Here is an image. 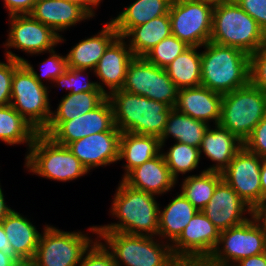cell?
Segmentation results:
<instances>
[{
	"label": "cell",
	"mask_w": 266,
	"mask_h": 266,
	"mask_svg": "<svg viewBox=\"0 0 266 266\" xmlns=\"http://www.w3.org/2000/svg\"><path fill=\"white\" fill-rule=\"evenodd\" d=\"M48 88L27 60L14 71L10 105L38 132L47 127L52 114Z\"/></svg>",
	"instance_id": "6"
},
{
	"label": "cell",
	"mask_w": 266,
	"mask_h": 266,
	"mask_svg": "<svg viewBox=\"0 0 266 266\" xmlns=\"http://www.w3.org/2000/svg\"><path fill=\"white\" fill-rule=\"evenodd\" d=\"M263 159L244 146L223 170V180L257 213L262 208L260 169Z\"/></svg>",
	"instance_id": "14"
},
{
	"label": "cell",
	"mask_w": 266,
	"mask_h": 266,
	"mask_svg": "<svg viewBox=\"0 0 266 266\" xmlns=\"http://www.w3.org/2000/svg\"><path fill=\"white\" fill-rule=\"evenodd\" d=\"M260 182L262 191V207L266 203V159H263L260 169Z\"/></svg>",
	"instance_id": "47"
},
{
	"label": "cell",
	"mask_w": 266,
	"mask_h": 266,
	"mask_svg": "<svg viewBox=\"0 0 266 266\" xmlns=\"http://www.w3.org/2000/svg\"><path fill=\"white\" fill-rule=\"evenodd\" d=\"M265 115L266 94L249 82L223 95L218 124L244 143Z\"/></svg>",
	"instance_id": "9"
},
{
	"label": "cell",
	"mask_w": 266,
	"mask_h": 266,
	"mask_svg": "<svg viewBox=\"0 0 266 266\" xmlns=\"http://www.w3.org/2000/svg\"><path fill=\"white\" fill-rule=\"evenodd\" d=\"M121 133L114 126L110 131L73 141L67 145V148L90 171L92 168L106 166L119 160Z\"/></svg>",
	"instance_id": "17"
},
{
	"label": "cell",
	"mask_w": 266,
	"mask_h": 266,
	"mask_svg": "<svg viewBox=\"0 0 266 266\" xmlns=\"http://www.w3.org/2000/svg\"><path fill=\"white\" fill-rule=\"evenodd\" d=\"M206 1H210L215 4V3H220V2L228 1V0H206Z\"/></svg>",
	"instance_id": "53"
},
{
	"label": "cell",
	"mask_w": 266,
	"mask_h": 266,
	"mask_svg": "<svg viewBox=\"0 0 266 266\" xmlns=\"http://www.w3.org/2000/svg\"><path fill=\"white\" fill-rule=\"evenodd\" d=\"M201 211L220 232L246 222L248 218L243 217L244 212L255 213L224 180L217 185L209 203Z\"/></svg>",
	"instance_id": "18"
},
{
	"label": "cell",
	"mask_w": 266,
	"mask_h": 266,
	"mask_svg": "<svg viewBox=\"0 0 266 266\" xmlns=\"http://www.w3.org/2000/svg\"><path fill=\"white\" fill-rule=\"evenodd\" d=\"M198 48L189 46L165 68L179 90L201 85V53L197 52Z\"/></svg>",
	"instance_id": "32"
},
{
	"label": "cell",
	"mask_w": 266,
	"mask_h": 266,
	"mask_svg": "<svg viewBox=\"0 0 266 266\" xmlns=\"http://www.w3.org/2000/svg\"><path fill=\"white\" fill-rule=\"evenodd\" d=\"M219 237L220 231L198 211L172 243L171 250L181 264L202 266L218 246Z\"/></svg>",
	"instance_id": "12"
},
{
	"label": "cell",
	"mask_w": 266,
	"mask_h": 266,
	"mask_svg": "<svg viewBox=\"0 0 266 266\" xmlns=\"http://www.w3.org/2000/svg\"><path fill=\"white\" fill-rule=\"evenodd\" d=\"M210 41L251 55L266 44V34L235 0H228L214 4Z\"/></svg>",
	"instance_id": "4"
},
{
	"label": "cell",
	"mask_w": 266,
	"mask_h": 266,
	"mask_svg": "<svg viewBox=\"0 0 266 266\" xmlns=\"http://www.w3.org/2000/svg\"><path fill=\"white\" fill-rule=\"evenodd\" d=\"M4 2L9 11V16H11L30 14L36 0H4Z\"/></svg>",
	"instance_id": "44"
},
{
	"label": "cell",
	"mask_w": 266,
	"mask_h": 266,
	"mask_svg": "<svg viewBox=\"0 0 266 266\" xmlns=\"http://www.w3.org/2000/svg\"><path fill=\"white\" fill-rule=\"evenodd\" d=\"M107 95L103 91L68 93L59 103L56 112L52 111L47 127L42 131L50 135L63 121L75 119L97 108Z\"/></svg>",
	"instance_id": "26"
},
{
	"label": "cell",
	"mask_w": 266,
	"mask_h": 266,
	"mask_svg": "<svg viewBox=\"0 0 266 266\" xmlns=\"http://www.w3.org/2000/svg\"><path fill=\"white\" fill-rule=\"evenodd\" d=\"M243 146L262 159H266V115L255 126L251 135L244 141Z\"/></svg>",
	"instance_id": "41"
},
{
	"label": "cell",
	"mask_w": 266,
	"mask_h": 266,
	"mask_svg": "<svg viewBox=\"0 0 266 266\" xmlns=\"http://www.w3.org/2000/svg\"><path fill=\"white\" fill-rule=\"evenodd\" d=\"M222 180L221 172L203 170L199 175L184 179L181 193L198 211H201L209 203L217 185Z\"/></svg>",
	"instance_id": "34"
},
{
	"label": "cell",
	"mask_w": 266,
	"mask_h": 266,
	"mask_svg": "<svg viewBox=\"0 0 266 266\" xmlns=\"http://www.w3.org/2000/svg\"><path fill=\"white\" fill-rule=\"evenodd\" d=\"M266 34V0H235Z\"/></svg>",
	"instance_id": "43"
},
{
	"label": "cell",
	"mask_w": 266,
	"mask_h": 266,
	"mask_svg": "<svg viewBox=\"0 0 266 266\" xmlns=\"http://www.w3.org/2000/svg\"><path fill=\"white\" fill-rule=\"evenodd\" d=\"M114 24L107 22L98 35L76 44L66 55L68 67L94 70L108 46L118 37Z\"/></svg>",
	"instance_id": "24"
},
{
	"label": "cell",
	"mask_w": 266,
	"mask_h": 266,
	"mask_svg": "<svg viewBox=\"0 0 266 266\" xmlns=\"http://www.w3.org/2000/svg\"><path fill=\"white\" fill-rule=\"evenodd\" d=\"M37 133L11 105L0 106V140L9 145L28 143L30 148Z\"/></svg>",
	"instance_id": "33"
},
{
	"label": "cell",
	"mask_w": 266,
	"mask_h": 266,
	"mask_svg": "<svg viewBox=\"0 0 266 266\" xmlns=\"http://www.w3.org/2000/svg\"><path fill=\"white\" fill-rule=\"evenodd\" d=\"M11 211L12 209L5 204L4 194L0 186V224Z\"/></svg>",
	"instance_id": "48"
},
{
	"label": "cell",
	"mask_w": 266,
	"mask_h": 266,
	"mask_svg": "<svg viewBox=\"0 0 266 266\" xmlns=\"http://www.w3.org/2000/svg\"><path fill=\"white\" fill-rule=\"evenodd\" d=\"M170 169L171 175L177 180L178 174H185L198 167L200 150L198 147L176 142L167 153H162Z\"/></svg>",
	"instance_id": "35"
},
{
	"label": "cell",
	"mask_w": 266,
	"mask_h": 266,
	"mask_svg": "<svg viewBox=\"0 0 266 266\" xmlns=\"http://www.w3.org/2000/svg\"><path fill=\"white\" fill-rule=\"evenodd\" d=\"M257 213L260 215V217L266 223V203H265V205Z\"/></svg>",
	"instance_id": "51"
},
{
	"label": "cell",
	"mask_w": 266,
	"mask_h": 266,
	"mask_svg": "<svg viewBox=\"0 0 266 266\" xmlns=\"http://www.w3.org/2000/svg\"><path fill=\"white\" fill-rule=\"evenodd\" d=\"M209 124L193 119L173 108L167 119L165 129L161 135L160 144L164 146L165 140L172 136L176 142L200 148Z\"/></svg>",
	"instance_id": "30"
},
{
	"label": "cell",
	"mask_w": 266,
	"mask_h": 266,
	"mask_svg": "<svg viewBox=\"0 0 266 266\" xmlns=\"http://www.w3.org/2000/svg\"><path fill=\"white\" fill-rule=\"evenodd\" d=\"M20 266H31L30 264H24V265H20Z\"/></svg>",
	"instance_id": "55"
},
{
	"label": "cell",
	"mask_w": 266,
	"mask_h": 266,
	"mask_svg": "<svg viewBox=\"0 0 266 266\" xmlns=\"http://www.w3.org/2000/svg\"><path fill=\"white\" fill-rule=\"evenodd\" d=\"M197 212L198 210L182 193L177 194L163 210H159L157 235L174 242Z\"/></svg>",
	"instance_id": "29"
},
{
	"label": "cell",
	"mask_w": 266,
	"mask_h": 266,
	"mask_svg": "<svg viewBox=\"0 0 266 266\" xmlns=\"http://www.w3.org/2000/svg\"><path fill=\"white\" fill-rule=\"evenodd\" d=\"M172 0H136L125 8L111 22L120 37H124L133 27L169 14Z\"/></svg>",
	"instance_id": "28"
},
{
	"label": "cell",
	"mask_w": 266,
	"mask_h": 266,
	"mask_svg": "<svg viewBox=\"0 0 266 266\" xmlns=\"http://www.w3.org/2000/svg\"><path fill=\"white\" fill-rule=\"evenodd\" d=\"M68 2L75 3L81 6L91 17L95 16L93 5L88 0H67Z\"/></svg>",
	"instance_id": "50"
},
{
	"label": "cell",
	"mask_w": 266,
	"mask_h": 266,
	"mask_svg": "<svg viewBox=\"0 0 266 266\" xmlns=\"http://www.w3.org/2000/svg\"><path fill=\"white\" fill-rule=\"evenodd\" d=\"M223 95L202 85L178 91L175 109L196 120L219 123Z\"/></svg>",
	"instance_id": "19"
},
{
	"label": "cell",
	"mask_w": 266,
	"mask_h": 266,
	"mask_svg": "<svg viewBox=\"0 0 266 266\" xmlns=\"http://www.w3.org/2000/svg\"><path fill=\"white\" fill-rule=\"evenodd\" d=\"M171 34L169 14H165L133 27L124 36V39L132 37L129 40V48L135 57H143L150 49Z\"/></svg>",
	"instance_id": "31"
},
{
	"label": "cell",
	"mask_w": 266,
	"mask_h": 266,
	"mask_svg": "<svg viewBox=\"0 0 266 266\" xmlns=\"http://www.w3.org/2000/svg\"><path fill=\"white\" fill-rule=\"evenodd\" d=\"M234 266H266V252L242 259Z\"/></svg>",
	"instance_id": "46"
},
{
	"label": "cell",
	"mask_w": 266,
	"mask_h": 266,
	"mask_svg": "<svg viewBox=\"0 0 266 266\" xmlns=\"http://www.w3.org/2000/svg\"><path fill=\"white\" fill-rule=\"evenodd\" d=\"M122 181L131 188L154 196L171 190L177 182L171 175L162 153L132 169Z\"/></svg>",
	"instance_id": "20"
},
{
	"label": "cell",
	"mask_w": 266,
	"mask_h": 266,
	"mask_svg": "<svg viewBox=\"0 0 266 266\" xmlns=\"http://www.w3.org/2000/svg\"><path fill=\"white\" fill-rule=\"evenodd\" d=\"M21 264L14 258L0 251V266H20Z\"/></svg>",
	"instance_id": "49"
},
{
	"label": "cell",
	"mask_w": 266,
	"mask_h": 266,
	"mask_svg": "<svg viewBox=\"0 0 266 266\" xmlns=\"http://www.w3.org/2000/svg\"><path fill=\"white\" fill-rule=\"evenodd\" d=\"M201 52V85L210 90L227 94L250 82V55L244 51L211 41Z\"/></svg>",
	"instance_id": "2"
},
{
	"label": "cell",
	"mask_w": 266,
	"mask_h": 266,
	"mask_svg": "<svg viewBox=\"0 0 266 266\" xmlns=\"http://www.w3.org/2000/svg\"><path fill=\"white\" fill-rule=\"evenodd\" d=\"M122 90L163 102L172 108L176 105L179 91L165 69L153 65L144 57L131 60Z\"/></svg>",
	"instance_id": "13"
},
{
	"label": "cell",
	"mask_w": 266,
	"mask_h": 266,
	"mask_svg": "<svg viewBox=\"0 0 266 266\" xmlns=\"http://www.w3.org/2000/svg\"><path fill=\"white\" fill-rule=\"evenodd\" d=\"M113 200L110 212L120 220L119 223L92 226L89 229L91 232L97 234V231H116L157 236L160 208L154 195L131 188L121 181Z\"/></svg>",
	"instance_id": "1"
},
{
	"label": "cell",
	"mask_w": 266,
	"mask_h": 266,
	"mask_svg": "<svg viewBox=\"0 0 266 266\" xmlns=\"http://www.w3.org/2000/svg\"><path fill=\"white\" fill-rule=\"evenodd\" d=\"M1 224L15 253L29 264L35 256L40 232L27 218L15 210H12Z\"/></svg>",
	"instance_id": "25"
},
{
	"label": "cell",
	"mask_w": 266,
	"mask_h": 266,
	"mask_svg": "<svg viewBox=\"0 0 266 266\" xmlns=\"http://www.w3.org/2000/svg\"><path fill=\"white\" fill-rule=\"evenodd\" d=\"M250 83L266 94V44L250 55Z\"/></svg>",
	"instance_id": "39"
},
{
	"label": "cell",
	"mask_w": 266,
	"mask_h": 266,
	"mask_svg": "<svg viewBox=\"0 0 266 266\" xmlns=\"http://www.w3.org/2000/svg\"><path fill=\"white\" fill-rule=\"evenodd\" d=\"M0 251H3L6 255L10 257H14L21 265L26 264L14 251L11 246L9 240L6 237L4 228L2 224H0Z\"/></svg>",
	"instance_id": "45"
},
{
	"label": "cell",
	"mask_w": 266,
	"mask_h": 266,
	"mask_svg": "<svg viewBox=\"0 0 266 266\" xmlns=\"http://www.w3.org/2000/svg\"><path fill=\"white\" fill-rule=\"evenodd\" d=\"M111 251L116 266H180L171 244L154 241L153 236L133 235L116 231H97Z\"/></svg>",
	"instance_id": "5"
},
{
	"label": "cell",
	"mask_w": 266,
	"mask_h": 266,
	"mask_svg": "<svg viewBox=\"0 0 266 266\" xmlns=\"http://www.w3.org/2000/svg\"><path fill=\"white\" fill-rule=\"evenodd\" d=\"M7 48H17L29 54L50 52L56 44L64 41L52 28L34 19L30 14L11 15Z\"/></svg>",
	"instance_id": "15"
},
{
	"label": "cell",
	"mask_w": 266,
	"mask_h": 266,
	"mask_svg": "<svg viewBox=\"0 0 266 266\" xmlns=\"http://www.w3.org/2000/svg\"><path fill=\"white\" fill-rule=\"evenodd\" d=\"M135 56L124 37L118 36L105 50L94 73L109 88V93L122 89L128 66Z\"/></svg>",
	"instance_id": "21"
},
{
	"label": "cell",
	"mask_w": 266,
	"mask_h": 266,
	"mask_svg": "<svg viewBox=\"0 0 266 266\" xmlns=\"http://www.w3.org/2000/svg\"><path fill=\"white\" fill-rule=\"evenodd\" d=\"M93 6H98V4L101 2V0H88Z\"/></svg>",
	"instance_id": "52"
},
{
	"label": "cell",
	"mask_w": 266,
	"mask_h": 266,
	"mask_svg": "<svg viewBox=\"0 0 266 266\" xmlns=\"http://www.w3.org/2000/svg\"><path fill=\"white\" fill-rule=\"evenodd\" d=\"M115 126L113 108L106 98L97 108L75 119L63 121L50 135L56 143L67 146L86 136L110 131Z\"/></svg>",
	"instance_id": "16"
},
{
	"label": "cell",
	"mask_w": 266,
	"mask_h": 266,
	"mask_svg": "<svg viewBox=\"0 0 266 266\" xmlns=\"http://www.w3.org/2000/svg\"><path fill=\"white\" fill-rule=\"evenodd\" d=\"M99 241L93 242L85 251L79 266H116L110 250Z\"/></svg>",
	"instance_id": "40"
},
{
	"label": "cell",
	"mask_w": 266,
	"mask_h": 266,
	"mask_svg": "<svg viewBox=\"0 0 266 266\" xmlns=\"http://www.w3.org/2000/svg\"><path fill=\"white\" fill-rule=\"evenodd\" d=\"M7 63L0 62V106L10 105L14 71L25 60L13 52L6 51Z\"/></svg>",
	"instance_id": "37"
},
{
	"label": "cell",
	"mask_w": 266,
	"mask_h": 266,
	"mask_svg": "<svg viewBox=\"0 0 266 266\" xmlns=\"http://www.w3.org/2000/svg\"><path fill=\"white\" fill-rule=\"evenodd\" d=\"M28 150L25 166L39 176L66 182L89 172L67 146L56 143L42 132L36 134Z\"/></svg>",
	"instance_id": "7"
},
{
	"label": "cell",
	"mask_w": 266,
	"mask_h": 266,
	"mask_svg": "<svg viewBox=\"0 0 266 266\" xmlns=\"http://www.w3.org/2000/svg\"><path fill=\"white\" fill-rule=\"evenodd\" d=\"M251 218L221 231L218 246L202 266H234L242 259L266 252V223L258 213Z\"/></svg>",
	"instance_id": "8"
},
{
	"label": "cell",
	"mask_w": 266,
	"mask_h": 266,
	"mask_svg": "<svg viewBox=\"0 0 266 266\" xmlns=\"http://www.w3.org/2000/svg\"><path fill=\"white\" fill-rule=\"evenodd\" d=\"M30 15L52 28L57 34H59L58 31L91 18L81 6L67 0H38Z\"/></svg>",
	"instance_id": "22"
},
{
	"label": "cell",
	"mask_w": 266,
	"mask_h": 266,
	"mask_svg": "<svg viewBox=\"0 0 266 266\" xmlns=\"http://www.w3.org/2000/svg\"><path fill=\"white\" fill-rule=\"evenodd\" d=\"M49 53H51V57L42 63V77L54 81L55 78L65 73L68 69V63L66 56L56 54L54 49Z\"/></svg>",
	"instance_id": "42"
},
{
	"label": "cell",
	"mask_w": 266,
	"mask_h": 266,
	"mask_svg": "<svg viewBox=\"0 0 266 266\" xmlns=\"http://www.w3.org/2000/svg\"><path fill=\"white\" fill-rule=\"evenodd\" d=\"M113 108L115 126L121 132L161 137L170 111L167 104L122 89L107 95Z\"/></svg>",
	"instance_id": "3"
},
{
	"label": "cell",
	"mask_w": 266,
	"mask_h": 266,
	"mask_svg": "<svg viewBox=\"0 0 266 266\" xmlns=\"http://www.w3.org/2000/svg\"><path fill=\"white\" fill-rule=\"evenodd\" d=\"M214 3L206 0H172L169 9L172 35L188 46L210 41Z\"/></svg>",
	"instance_id": "10"
},
{
	"label": "cell",
	"mask_w": 266,
	"mask_h": 266,
	"mask_svg": "<svg viewBox=\"0 0 266 266\" xmlns=\"http://www.w3.org/2000/svg\"><path fill=\"white\" fill-rule=\"evenodd\" d=\"M188 47L184 41L171 34L150 49L143 57L153 65L165 69Z\"/></svg>",
	"instance_id": "36"
},
{
	"label": "cell",
	"mask_w": 266,
	"mask_h": 266,
	"mask_svg": "<svg viewBox=\"0 0 266 266\" xmlns=\"http://www.w3.org/2000/svg\"><path fill=\"white\" fill-rule=\"evenodd\" d=\"M82 232H64L45 226L31 266H77L85 251L93 243Z\"/></svg>",
	"instance_id": "11"
},
{
	"label": "cell",
	"mask_w": 266,
	"mask_h": 266,
	"mask_svg": "<svg viewBox=\"0 0 266 266\" xmlns=\"http://www.w3.org/2000/svg\"><path fill=\"white\" fill-rule=\"evenodd\" d=\"M180 266H194V265H190V264H181Z\"/></svg>",
	"instance_id": "54"
},
{
	"label": "cell",
	"mask_w": 266,
	"mask_h": 266,
	"mask_svg": "<svg viewBox=\"0 0 266 266\" xmlns=\"http://www.w3.org/2000/svg\"><path fill=\"white\" fill-rule=\"evenodd\" d=\"M242 147L243 143L228 129L219 124L215 125V129L209 127L199 148L200 156L203 151L216 164L205 169V171L222 173Z\"/></svg>",
	"instance_id": "23"
},
{
	"label": "cell",
	"mask_w": 266,
	"mask_h": 266,
	"mask_svg": "<svg viewBox=\"0 0 266 266\" xmlns=\"http://www.w3.org/2000/svg\"><path fill=\"white\" fill-rule=\"evenodd\" d=\"M86 69H76L72 67H68L64 74H61L57 78L54 79V83L56 82L61 87H66V89H70L69 93H79V92H90V91H103L106 95H108V91L104 89L105 87L98 82H90L87 80L84 84H79L81 81L82 73L85 72Z\"/></svg>",
	"instance_id": "38"
},
{
	"label": "cell",
	"mask_w": 266,
	"mask_h": 266,
	"mask_svg": "<svg viewBox=\"0 0 266 266\" xmlns=\"http://www.w3.org/2000/svg\"><path fill=\"white\" fill-rule=\"evenodd\" d=\"M161 148L160 139L157 136L122 132L119 161L125 159L127 162L124 177L132 169L158 156Z\"/></svg>",
	"instance_id": "27"
}]
</instances>
